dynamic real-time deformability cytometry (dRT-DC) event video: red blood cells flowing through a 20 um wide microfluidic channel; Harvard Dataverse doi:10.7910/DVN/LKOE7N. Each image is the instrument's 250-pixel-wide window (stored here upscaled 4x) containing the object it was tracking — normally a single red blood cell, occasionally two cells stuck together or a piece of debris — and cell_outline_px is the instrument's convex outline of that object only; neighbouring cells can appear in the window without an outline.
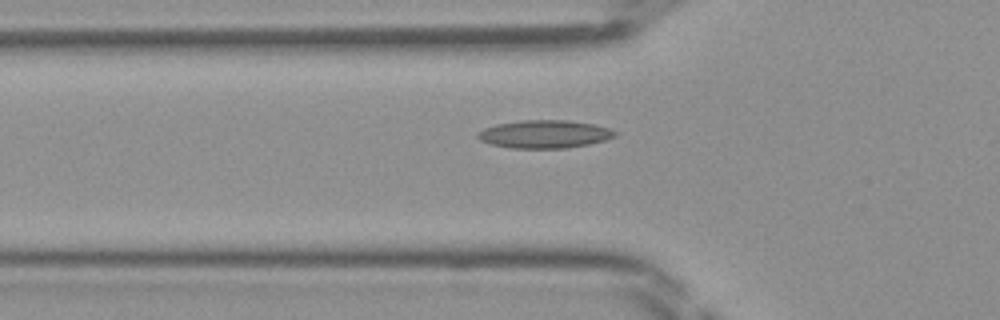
{"species": "Egyptian fruit bat (a non-hibernating species)", "species_latin": "Rousettus aegyptiacus", "temperature_condition": "room temperature", "stored_images_in_passage": 43, "camera_frame_rate_fps": 3000, "um_per_image_px": 0.085, "frame": {"image": 1, "passage_image": 15, "time_ms": 4.667, "image_size_px": [1000, 320], "cell_outline_px": [[616, 136], [604, 140], [588, 144], [564, 148], [512, 148], [492, 144], [480, 140], [476, 136], [476, 132], [484, 128], [496, 124], [524, 120], [568, 120], [596, 124], [608, 128], [616, 132]], "centroid_in_image_um": [46.27, 11.39], "position_along_channel_um": 79.5, "area_um2": 22.31}}
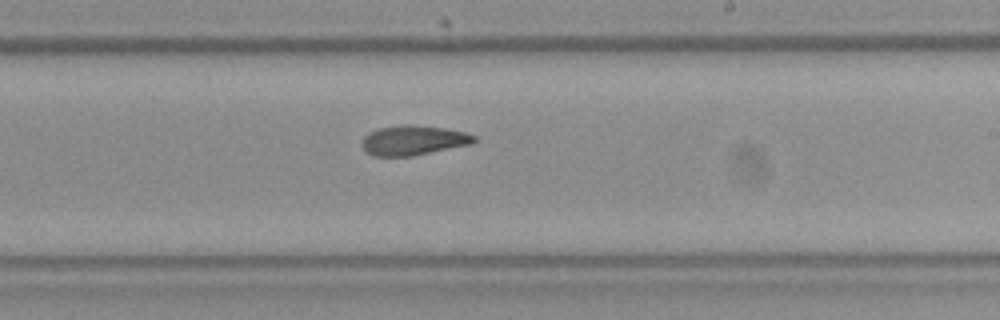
{"frame": {"image": 2, "passage_image": 27, "time_ms": 8.667, "image_size_px": [1000, 320], "cell_outline_px": [[476, 140], [472, 144], [412, 156], [372, 156], [360, 144], [364, 136], [368, 132], [380, 128], [404, 124], [412, 124], [444, 128], [464, 132], [476, 136]], "centroid_in_image_um": [35.12, 11.92], "position_along_channel_um": 253.9, "area_um2": 19.48}}
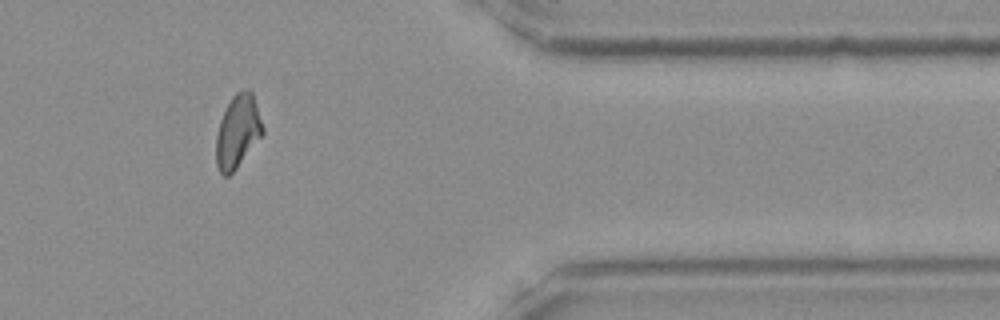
{"frame": {"image": 3, "passage_image": 38, "time_ms": 12.333, "image_size_px": [1000, 320], "cell_outline_px": [[264, 132], [236, 168], [228, 176], [224, 176], [220, 172], [216, 164], [216, 136], [220, 120], [232, 96], [236, 92], [252, 92], [264, 128]], "centroid_in_image_um": [20.19, 11.2], "position_along_channel_um": 391.2, "area_um2": 19.31}}